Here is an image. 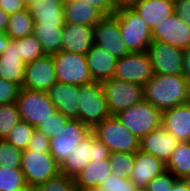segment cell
<instances>
[{
	"label": "cell",
	"mask_w": 190,
	"mask_h": 191,
	"mask_svg": "<svg viewBox=\"0 0 190 191\" xmlns=\"http://www.w3.org/2000/svg\"><path fill=\"white\" fill-rule=\"evenodd\" d=\"M144 100L163 112L190 101V83L183 75L154 73L144 85Z\"/></svg>",
	"instance_id": "cell-1"
},
{
	"label": "cell",
	"mask_w": 190,
	"mask_h": 191,
	"mask_svg": "<svg viewBox=\"0 0 190 191\" xmlns=\"http://www.w3.org/2000/svg\"><path fill=\"white\" fill-rule=\"evenodd\" d=\"M122 40L129 52H146L152 41L151 29L125 1H120L116 11Z\"/></svg>",
	"instance_id": "cell-2"
},
{
	"label": "cell",
	"mask_w": 190,
	"mask_h": 191,
	"mask_svg": "<svg viewBox=\"0 0 190 191\" xmlns=\"http://www.w3.org/2000/svg\"><path fill=\"white\" fill-rule=\"evenodd\" d=\"M91 133L103 144L110 153H136L139 141L116 116L105 118L91 129Z\"/></svg>",
	"instance_id": "cell-3"
},
{
	"label": "cell",
	"mask_w": 190,
	"mask_h": 191,
	"mask_svg": "<svg viewBox=\"0 0 190 191\" xmlns=\"http://www.w3.org/2000/svg\"><path fill=\"white\" fill-rule=\"evenodd\" d=\"M78 119L91 129L111 116L101 82L79 85Z\"/></svg>",
	"instance_id": "cell-4"
},
{
	"label": "cell",
	"mask_w": 190,
	"mask_h": 191,
	"mask_svg": "<svg viewBox=\"0 0 190 191\" xmlns=\"http://www.w3.org/2000/svg\"><path fill=\"white\" fill-rule=\"evenodd\" d=\"M115 116L138 139L162 126V111L145 100Z\"/></svg>",
	"instance_id": "cell-5"
},
{
	"label": "cell",
	"mask_w": 190,
	"mask_h": 191,
	"mask_svg": "<svg viewBox=\"0 0 190 191\" xmlns=\"http://www.w3.org/2000/svg\"><path fill=\"white\" fill-rule=\"evenodd\" d=\"M111 116L144 100V86L114 77L101 82Z\"/></svg>",
	"instance_id": "cell-6"
},
{
	"label": "cell",
	"mask_w": 190,
	"mask_h": 191,
	"mask_svg": "<svg viewBox=\"0 0 190 191\" xmlns=\"http://www.w3.org/2000/svg\"><path fill=\"white\" fill-rule=\"evenodd\" d=\"M20 169L27 186L32 188L61 173L60 164L50 152L32 150L22 151Z\"/></svg>",
	"instance_id": "cell-7"
},
{
	"label": "cell",
	"mask_w": 190,
	"mask_h": 191,
	"mask_svg": "<svg viewBox=\"0 0 190 191\" xmlns=\"http://www.w3.org/2000/svg\"><path fill=\"white\" fill-rule=\"evenodd\" d=\"M16 104L20 119L34 128L57 111L47 92L29 90L24 87L19 90Z\"/></svg>",
	"instance_id": "cell-8"
},
{
	"label": "cell",
	"mask_w": 190,
	"mask_h": 191,
	"mask_svg": "<svg viewBox=\"0 0 190 191\" xmlns=\"http://www.w3.org/2000/svg\"><path fill=\"white\" fill-rule=\"evenodd\" d=\"M57 82L86 85L93 82L85 55L60 51L52 55Z\"/></svg>",
	"instance_id": "cell-9"
},
{
	"label": "cell",
	"mask_w": 190,
	"mask_h": 191,
	"mask_svg": "<svg viewBox=\"0 0 190 191\" xmlns=\"http://www.w3.org/2000/svg\"><path fill=\"white\" fill-rule=\"evenodd\" d=\"M91 134V128L79 119H69L62 130L49 141L50 154L61 164L73 149Z\"/></svg>",
	"instance_id": "cell-10"
},
{
	"label": "cell",
	"mask_w": 190,
	"mask_h": 191,
	"mask_svg": "<svg viewBox=\"0 0 190 191\" xmlns=\"http://www.w3.org/2000/svg\"><path fill=\"white\" fill-rule=\"evenodd\" d=\"M153 74L147 52H129L117 60L113 77L144 86Z\"/></svg>",
	"instance_id": "cell-11"
},
{
	"label": "cell",
	"mask_w": 190,
	"mask_h": 191,
	"mask_svg": "<svg viewBox=\"0 0 190 191\" xmlns=\"http://www.w3.org/2000/svg\"><path fill=\"white\" fill-rule=\"evenodd\" d=\"M153 73L183 75V49L152 40L147 51Z\"/></svg>",
	"instance_id": "cell-12"
},
{
	"label": "cell",
	"mask_w": 190,
	"mask_h": 191,
	"mask_svg": "<svg viewBox=\"0 0 190 191\" xmlns=\"http://www.w3.org/2000/svg\"><path fill=\"white\" fill-rule=\"evenodd\" d=\"M94 44L102 47L115 58L129 53L120 33L116 14L103 16L94 26Z\"/></svg>",
	"instance_id": "cell-13"
},
{
	"label": "cell",
	"mask_w": 190,
	"mask_h": 191,
	"mask_svg": "<svg viewBox=\"0 0 190 191\" xmlns=\"http://www.w3.org/2000/svg\"><path fill=\"white\" fill-rule=\"evenodd\" d=\"M57 82L52 55H45L25 64L22 87L47 92Z\"/></svg>",
	"instance_id": "cell-14"
},
{
	"label": "cell",
	"mask_w": 190,
	"mask_h": 191,
	"mask_svg": "<svg viewBox=\"0 0 190 191\" xmlns=\"http://www.w3.org/2000/svg\"><path fill=\"white\" fill-rule=\"evenodd\" d=\"M152 40L169 44L181 49L190 47V27L173 13L151 30Z\"/></svg>",
	"instance_id": "cell-15"
},
{
	"label": "cell",
	"mask_w": 190,
	"mask_h": 191,
	"mask_svg": "<svg viewBox=\"0 0 190 191\" xmlns=\"http://www.w3.org/2000/svg\"><path fill=\"white\" fill-rule=\"evenodd\" d=\"M179 142L174 135L160 126L140 139L139 150L153 155L166 164Z\"/></svg>",
	"instance_id": "cell-16"
},
{
	"label": "cell",
	"mask_w": 190,
	"mask_h": 191,
	"mask_svg": "<svg viewBox=\"0 0 190 191\" xmlns=\"http://www.w3.org/2000/svg\"><path fill=\"white\" fill-rule=\"evenodd\" d=\"M152 30L174 13V2L170 0H126L125 1Z\"/></svg>",
	"instance_id": "cell-17"
},
{
	"label": "cell",
	"mask_w": 190,
	"mask_h": 191,
	"mask_svg": "<svg viewBox=\"0 0 190 191\" xmlns=\"http://www.w3.org/2000/svg\"><path fill=\"white\" fill-rule=\"evenodd\" d=\"M94 44V26L65 23L61 51L85 55Z\"/></svg>",
	"instance_id": "cell-18"
},
{
	"label": "cell",
	"mask_w": 190,
	"mask_h": 191,
	"mask_svg": "<svg viewBox=\"0 0 190 191\" xmlns=\"http://www.w3.org/2000/svg\"><path fill=\"white\" fill-rule=\"evenodd\" d=\"M47 94L57 111L69 119H78L79 85L56 82Z\"/></svg>",
	"instance_id": "cell-19"
},
{
	"label": "cell",
	"mask_w": 190,
	"mask_h": 191,
	"mask_svg": "<svg viewBox=\"0 0 190 191\" xmlns=\"http://www.w3.org/2000/svg\"><path fill=\"white\" fill-rule=\"evenodd\" d=\"M166 171V164L151 154L138 150L134 153V167L129 179L136 187H146L149 181Z\"/></svg>",
	"instance_id": "cell-20"
},
{
	"label": "cell",
	"mask_w": 190,
	"mask_h": 191,
	"mask_svg": "<svg viewBox=\"0 0 190 191\" xmlns=\"http://www.w3.org/2000/svg\"><path fill=\"white\" fill-rule=\"evenodd\" d=\"M162 127L180 142H190V101L162 112Z\"/></svg>",
	"instance_id": "cell-21"
},
{
	"label": "cell",
	"mask_w": 190,
	"mask_h": 191,
	"mask_svg": "<svg viewBox=\"0 0 190 191\" xmlns=\"http://www.w3.org/2000/svg\"><path fill=\"white\" fill-rule=\"evenodd\" d=\"M65 0H37L28 5L34 25H65Z\"/></svg>",
	"instance_id": "cell-22"
},
{
	"label": "cell",
	"mask_w": 190,
	"mask_h": 191,
	"mask_svg": "<svg viewBox=\"0 0 190 191\" xmlns=\"http://www.w3.org/2000/svg\"><path fill=\"white\" fill-rule=\"evenodd\" d=\"M85 57L93 81L102 82L113 77L118 59L105 49L93 44Z\"/></svg>",
	"instance_id": "cell-23"
},
{
	"label": "cell",
	"mask_w": 190,
	"mask_h": 191,
	"mask_svg": "<svg viewBox=\"0 0 190 191\" xmlns=\"http://www.w3.org/2000/svg\"><path fill=\"white\" fill-rule=\"evenodd\" d=\"M25 63L20 59L17 39L11 40L8 47L0 55V78L17 84H23Z\"/></svg>",
	"instance_id": "cell-24"
},
{
	"label": "cell",
	"mask_w": 190,
	"mask_h": 191,
	"mask_svg": "<svg viewBox=\"0 0 190 191\" xmlns=\"http://www.w3.org/2000/svg\"><path fill=\"white\" fill-rule=\"evenodd\" d=\"M93 158V134L80 142L60 164V172L71 178L80 173Z\"/></svg>",
	"instance_id": "cell-25"
},
{
	"label": "cell",
	"mask_w": 190,
	"mask_h": 191,
	"mask_svg": "<svg viewBox=\"0 0 190 191\" xmlns=\"http://www.w3.org/2000/svg\"><path fill=\"white\" fill-rule=\"evenodd\" d=\"M112 173L109 158L105 160L90 161L89 164L73 179L75 188L82 190H95L102 181Z\"/></svg>",
	"instance_id": "cell-26"
},
{
	"label": "cell",
	"mask_w": 190,
	"mask_h": 191,
	"mask_svg": "<svg viewBox=\"0 0 190 191\" xmlns=\"http://www.w3.org/2000/svg\"><path fill=\"white\" fill-rule=\"evenodd\" d=\"M65 22L95 26L103 15L88 3L80 0L64 1Z\"/></svg>",
	"instance_id": "cell-27"
},
{
	"label": "cell",
	"mask_w": 190,
	"mask_h": 191,
	"mask_svg": "<svg viewBox=\"0 0 190 191\" xmlns=\"http://www.w3.org/2000/svg\"><path fill=\"white\" fill-rule=\"evenodd\" d=\"M32 34L40 42L45 55L61 51L63 26L34 25Z\"/></svg>",
	"instance_id": "cell-28"
},
{
	"label": "cell",
	"mask_w": 190,
	"mask_h": 191,
	"mask_svg": "<svg viewBox=\"0 0 190 191\" xmlns=\"http://www.w3.org/2000/svg\"><path fill=\"white\" fill-rule=\"evenodd\" d=\"M166 170L177 179L190 180V142H179L170 159L166 163Z\"/></svg>",
	"instance_id": "cell-29"
},
{
	"label": "cell",
	"mask_w": 190,
	"mask_h": 191,
	"mask_svg": "<svg viewBox=\"0 0 190 191\" xmlns=\"http://www.w3.org/2000/svg\"><path fill=\"white\" fill-rule=\"evenodd\" d=\"M33 29L34 19L29 14L28 9H26L9 16L5 33L11 40H16L31 35Z\"/></svg>",
	"instance_id": "cell-30"
},
{
	"label": "cell",
	"mask_w": 190,
	"mask_h": 191,
	"mask_svg": "<svg viewBox=\"0 0 190 191\" xmlns=\"http://www.w3.org/2000/svg\"><path fill=\"white\" fill-rule=\"evenodd\" d=\"M27 186L20 168L0 166V191H17Z\"/></svg>",
	"instance_id": "cell-31"
},
{
	"label": "cell",
	"mask_w": 190,
	"mask_h": 191,
	"mask_svg": "<svg viewBox=\"0 0 190 191\" xmlns=\"http://www.w3.org/2000/svg\"><path fill=\"white\" fill-rule=\"evenodd\" d=\"M17 47L20 59H22L25 64L45 56L40 42L33 34L17 39Z\"/></svg>",
	"instance_id": "cell-32"
},
{
	"label": "cell",
	"mask_w": 190,
	"mask_h": 191,
	"mask_svg": "<svg viewBox=\"0 0 190 191\" xmlns=\"http://www.w3.org/2000/svg\"><path fill=\"white\" fill-rule=\"evenodd\" d=\"M109 162L111 164L112 174L119 178H129L134 167V153H110Z\"/></svg>",
	"instance_id": "cell-33"
},
{
	"label": "cell",
	"mask_w": 190,
	"mask_h": 191,
	"mask_svg": "<svg viewBox=\"0 0 190 191\" xmlns=\"http://www.w3.org/2000/svg\"><path fill=\"white\" fill-rule=\"evenodd\" d=\"M20 120L16 103L0 105V140L6 139Z\"/></svg>",
	"instance_id": "cell-34"
},
{
	"label": "cell",
	"mask_w": 190,
	"mask_h": 191,
	"mask_svg": "<svg viewBox=\"0 0 190 191\" xmlns=\"http://www.w3.org/2000/svg\"><path fill=\"white\" fill-rule=\"evenodd\" d=\"M36 128H34L29 123L20 120L16 126L10 131L6 140L13 144L16 148L20 150H26L29 141Z\"/></svg>",
	"instance_id": "cell-35"
},
{
	"label": "cell",
	"mask_w": 190,
	"mask_h": 191,
	"mask_svg": "<svg viewBox=\"0 0 190 191\" xmlns=\"http://www.w3.org/2000/svg\"><path fill=\"white\" fill-rule=\"evenodd\" d=\"M22 150L10 144L6 139L0 140V166L21 168Z\"/></svg>",
	"instance_id": "cell-36"
},
{
	"label": "cell",
	"mask_w": 190,
	"mask_h": 191,
	"mask_svg": "<svg viewBox=\"0 0 190 191\" xmlns=\"http://www.w3.org/2000/svg\"><path fill=\"white\" fill-rule=\"evenodd\" d=\"M74 179L60 173L56 177L48 179L33 188V191H74Z\"/></svg>",
	"instance_id": "cell-37"
},
{
	"label": "cell",
	"mask_w": 190,
	"mask_h": 191,
	"mask_svg": "<svg viewBox=\"0 0 190 191\" xmlns=\"http://www.w3.org/2000/svg\"><path fill=\"white\" fill-rule=\"evenodd\" d=\"M68 120V117L56 111L52 116L39 124L36 129L42 132L46 137H56V134L62 130Z\"/></svg>",
	"instance_id": "cell-38"
},
{
	"label": "cell",
	"mask_w": 190,
	"mask_h": 191,
	"mask_svg": "<svg viewBox=\"0 0 190 191\" xmlns=\"http://www.w3.org/2000/svg\"><path fill=\"white\" fill-rule=\"evenodd\" d=\"M136 186L128 178H119L112 174L107 176L97 189H104V191H134Z\"/></svg>",
	"instance_id": "cell-39"
},
{
	"label": "cell",
	"mask_w": 190,
	"mask_h": 191,
	"mask_svg": "<svg viewBox=\"0 0 190 191\" xmlns=\"http://www.w3.org/2000/svg\"><path fill=\"white\" fill-rule=\"evenodd\" d=\"M178 179L170 172L164 171L147 184L148 191H170Z\"/></svg>",
	"instance_id": "cell-40"
},
{
	"label": "cell",
	"mask_w": 190,
	"mask_h": 191,
	"mask_svg": "<svg viewBox=\"0 0 190 191\" xmlns=\"http://www.w3.org/2000/svg\"><path fill=\"white\" fill-rule=\"evenodd\" d=\"M20 87L0 78V105L16 103Z\"/></svg>",
	"instance_id": "cell-41"
},
{
	"label": "cell",
	"mask_w": 190,
	"mask_h": 191,
	"mask_svg": "<svg viewBox=\"0 0 190 191\" xmlns=\"http://www.w3.org/2000/svg\"><path fill=\"white\" fill-rule=\"evenodd\" d=\"M49 141V137H46L42 132L35 129L26 150L50 152Z\"/></svg>",
	"instance_id": "cell-42"
},
{
	"label": "cell",
	"mask_w": 190,
	"mask_h": 191,
	"mask_svg": "<svg viewBox=\"0 0 190 191\" xmlns=\"http://www.w3.org/2000/svg\"><path fill=\"white\" fill-rule=\"evenodd\" d=\"M96 8L103 16L113 14L120 0H81Z\"/></svg>",
	"instance_id": "cell-43"
},
{
	"label": "cell",
	"mask_w": 190,
	"mask_h": 191,
	"mask_svg": "<svg viewBox=\"0 0 190 191\" xmlns=\"http://www.w3.org/2000/svg\"><path fill=\"white\" fill-rule=\"evenodd\" d=\"M27 7L25 0H0V8L8 15L26 10Z\"/></svg>",
	"instance_id": "cell-44"
},
{
	"label": "cell",
	"mask_w": 190,
	"mask_h": 191,
	"mask_svg": "<svg viewBox=\"0 0 190 191\" xmlns=\"http://www.w3.org/2000/svg\"><path fill=\"white\" fill-rule=\"evenodd\" d=\"M174 13L190 27V0H178L174 2Z\"/></svg>",
	"instance_id": "cell-45"
},
{
	"label": "cell",
	"mask_w": 190,
	"mask_h": 191,
	"mask_svg": "<svg viewBox=\"0 0 190 191\" xmlns=\"http://www.w3.org/2000/svg\"><path fill=\"white\" fill-rule=\"evenodd\" d=\"M109 154L110 152L106 145L93 135V158H91V161L108 159Z\"/></svg>",
	"instance_id": "cell-46"
},
{
	"label": "cell",
	"mask_w": 190,
	"mask_h": 191,
	"mask_svg": "<svg viewBox=\"0 0 190 191\" xmlns=\"http://www.w3.org/2000/svg\"><path fill=\"white\" fill-rule=\"evenodd\" d=\"M183 76L190 83V47L183 49Z\"/></svg>",
	"instance_id": "cell-47"
},
{
	"label": "cell",
	"mask_w": 190,
	"mask_h": 191,
	"mask_svg": "<svg viewBox=\"0 0 190 191\" xmlns=\"http://www.w3.org/2000/svg\"><path fill=\"white\" fill-rule=\"evenodd\" d=\"M170 191H190V180L178 179Z\"/></svg>",
	"instance_id": "cell-48"
},
{
	"label": "cell",
	"mask_w": 190,
	"mask_h": 191,
	"mask_svg": "<svg viewBox=\"0 0 190 191\" xmlns=\"http://www.w3.org/2000/svg\"><path fill=\"white\" fill-rule=\"evenodd\" d=\"M9 16L0 8V32H5L8 25Z\"/></svg>",
	"instance_id": "cell-49"
},
{
	"label": "cell",
	"mask_w": 190,
	"mask_h": 191,
	"mask_svg": "<svg viewBox=\"0 0 190 191\" xmlns=\"http://www.w3.org/2000/svg\"><path fill=\"white\" fill-rule=\"evenodd\" d=\"M11 39L7 36L5 32H0V55L8 47Z\"/></svg>",
	"instance_id": "cell-50"
},
{
	"label": "cell",
	"mask_w": 190,
	"mask_h": 191,
	"mask_svg": "<svg viewBox=\"0 0 190 191\" xmlns=\"http://www.w3.org/2000/svg\"><path fill=\"white\" fill-rule=\"evenodd\" d=\"M17 191H33V188H32V187H29V186H26V187L21 188V189H19V190H17Z\"/></svg>",
	"instance_id": "cell-51"
},
{
	"label": "cell",
	"mask_w": 190,
	"mask_h": 191,
	"mask_svg": "<svg viewBox=\"0 0 190 191\" xmlns=\"http://www.w3.org/2000/svg\"><path fill=\"white\" fill-rule=\"evenodd\" d=\"M134 191H148L147 187H136Z\"/></svg>",
	"instance_id": "cell-52"
},
{
	"label": "cell",
	"mask_w": 190,
	"mask_h": 191,
	"mask_svg": "<svg viewBox=\"0 0 190 191\" xmlns=\"http://www.w3.org/2000/svg\"><path fill=\"white\" fill-rule=\"evenodd\" d=\"M37 0H25L26 4L29 5L31 4L32 2H36Z\"/></svg>",
	"instance_id": "cell-53"
},
{
	"label": "cell",
	"mask_w": 190,
	"mask_h": 191,
	"mask_svg": "<svg viewBox=\"0 0 190 191\" xmlns=\"http://www.w3.org/2000/svg\"><path fill=\"white\" fill-rule=\"evenodd\" d=\"M74 191H94V190H82V189L75 188Z\"/></svg>",
	"instance_id": "cell-54"
},
{
	"label": "cell",
	"mask_w": 190,
	"mask_h": 191,
	"mask_svg": "<svg viewBox=\"0 0 190 191\" xmlns=\"http://www.w3.org/2000/svg\"><path fill=\"white\" fill-rule=\"evenodd\" d=\"M94 191H104V189H95Z\"/></svg>",
	"instance_id": "cell-55"
}]
</instances>
